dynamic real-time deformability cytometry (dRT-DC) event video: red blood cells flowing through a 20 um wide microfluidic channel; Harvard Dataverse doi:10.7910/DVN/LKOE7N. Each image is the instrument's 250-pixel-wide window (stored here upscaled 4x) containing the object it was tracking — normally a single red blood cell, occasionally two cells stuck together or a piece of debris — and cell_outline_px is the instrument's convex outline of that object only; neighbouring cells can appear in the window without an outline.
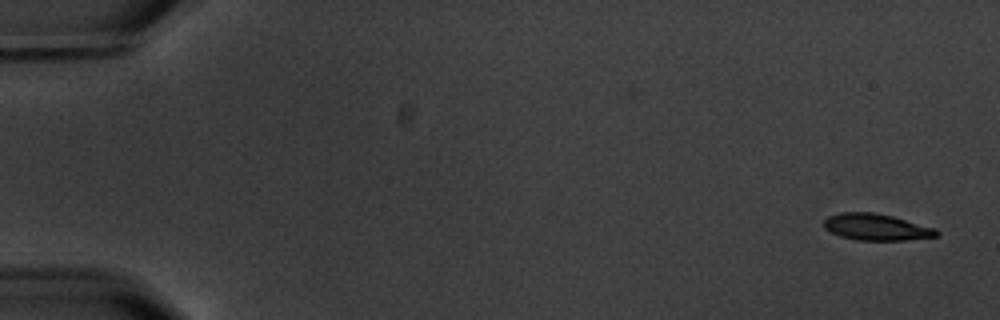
{"species": "common noctule bat (a hibernating species)", "species_latin": "Nyctalus noctula", "temperature_condition": "warm", "stored_images_in_passage": 2, "camera_frame_rate_fps": 3000, "um_per_image_px": 0.085, "animal": {"sex": "male", "body_mass_g": 20.1, "forearm_length_mm": 53.5}, "frame": {"image": 1, "passage_image": 2, "time_ms": 1.0, "image_size_px": [1000, 320], "cell_outline_px": [[940, 236], [904, 240], [856, 240], [840, 236], [824, 228], [824, 220], [828, 216], [840, 212], [872, 212], [892, 216], [936, 228], [940, 232]], "centroid_in_image_um": [74.51, 19.3], "position_along_channel_um": 10.5, "area_um2": 17.46}}